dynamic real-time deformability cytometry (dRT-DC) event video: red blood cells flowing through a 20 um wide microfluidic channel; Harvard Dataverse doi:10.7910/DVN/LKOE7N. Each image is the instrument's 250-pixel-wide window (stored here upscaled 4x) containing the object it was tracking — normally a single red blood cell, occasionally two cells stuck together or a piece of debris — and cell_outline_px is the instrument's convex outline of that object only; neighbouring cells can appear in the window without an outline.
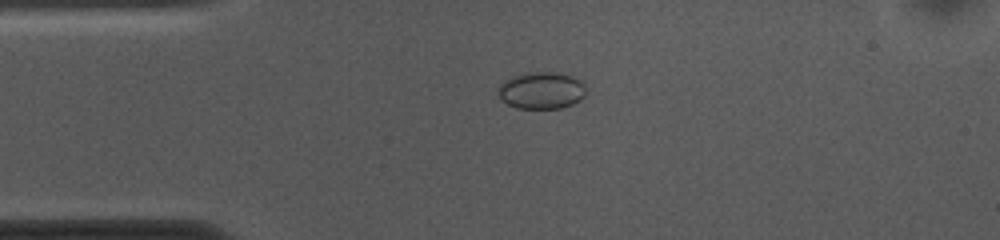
{"species": "common noctule bat (a hibernating species)", "species_latin": "Nyctalus noctula", "temperature_condition": "cold", "stored_images_in_passage": 54, "camera_frame_rate_fps": 3000, "um_per_image_px": 0.085, "animal": {"sex": "female", "body_mass_g": 10.0, "forearm_length_mm": 53.1}, "frame": {"image": 1, "passage_image": 12, "time_ms": 3.667, "image_size_px": [1000, 240], "cell_outline_px": [[584, 96], [580, 100], [572, 104], [560, 108], [516, 108], [500, 100], [496, 92], [500, 84], [512, 76], [528, 72], [556, 72], [572, 76], [580, 80], [584, 84]], "centroid_in_image_um": [45.99, 7.68], "position_along_channel_um": 39.0, "area_um2": 19.02}}
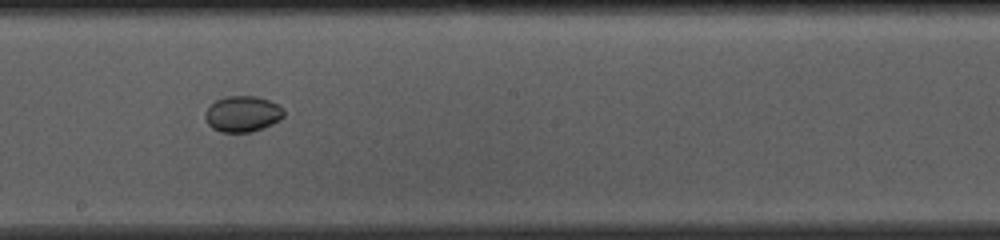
{"frame": {"image": 2, "passage_image": 29, "time_ms": 9.333, "image_size_px": [1000, 240], "cell_outline_px": [[284, 116], [280, 120], [272, 124], [248, 132], [220, 132], [212, 128], [208, 124], [204, 116], [204, 112], [216, 100], [224, 96], [256, 96], [268, 100], [276, 104], [284, 112]], "centroid_in_image_um": [20.58, 9.68], "position_along_channel_um": 227.6, "area_um2": 16.3}}
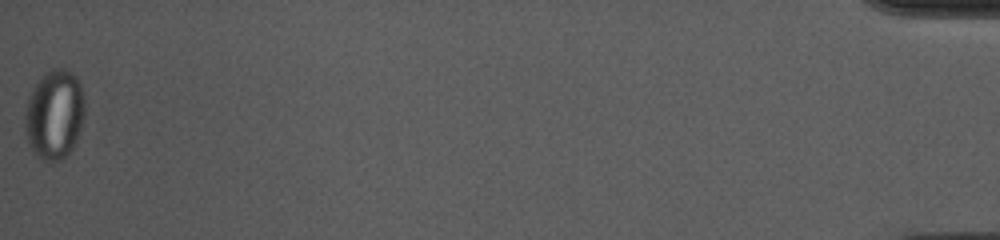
{"frame": {"image": 3, "passage_image": 54, "time_ms": 17.667, "image_size_px": [1000, 240], "cell_outline_px": [[84, 116], [76, 144], [60, 160], [52, 164], [40, 160], [36, 156], [28, 144], [24, 124], [24, 112], [28, 96], [32, 88], [40, 76], [48, 68], [64, 68], [72, 72], [76, 76], [80, 84], [84, 96]], "centroid_in_image_um": [4.6, 9.73], "position_along_channel_um": 430.6, "area_um2": 32.08}}